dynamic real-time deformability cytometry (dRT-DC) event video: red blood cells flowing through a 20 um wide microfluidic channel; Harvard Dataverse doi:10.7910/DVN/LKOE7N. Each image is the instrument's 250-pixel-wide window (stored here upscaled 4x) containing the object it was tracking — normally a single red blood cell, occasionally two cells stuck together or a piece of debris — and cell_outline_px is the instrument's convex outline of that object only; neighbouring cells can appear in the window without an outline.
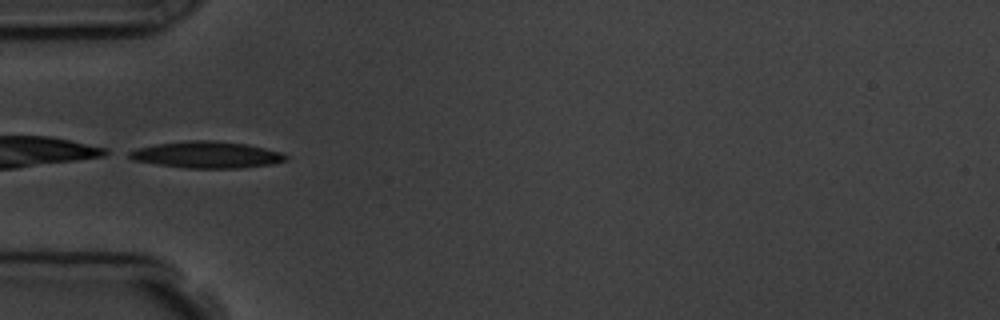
{"species": "common noctule bat (a hibernating species)", "species_latin": "Nyctalus noctula", "temperature_condition": "room temperature", "stored_images_in_passage": 5, "camera_frame_rate_fps": 3000, "um_per_image_px": 0.085, "animal": {"sex": "male", "body_mass_g": 19.5, "forearm_length_mm": 54.6}, "frame": {"image": 1, "passage_image": 3, "time_ms": 2.333, "image_size_px": [1000, 320], "cell_outline_px": [[288, 160], [272, 164], [240, 168], [184, 168], [156, 164], [132, 160], [128, 156], [128, 152], [136, 148], [156, 144], [188, 140], [212, 140], [248, 144], [280, 152], [288, 156]], "centroid_in_image_um": [17.56, 13.15], "position_along_channel_um": 67.4, "area_um2": 24.39}}